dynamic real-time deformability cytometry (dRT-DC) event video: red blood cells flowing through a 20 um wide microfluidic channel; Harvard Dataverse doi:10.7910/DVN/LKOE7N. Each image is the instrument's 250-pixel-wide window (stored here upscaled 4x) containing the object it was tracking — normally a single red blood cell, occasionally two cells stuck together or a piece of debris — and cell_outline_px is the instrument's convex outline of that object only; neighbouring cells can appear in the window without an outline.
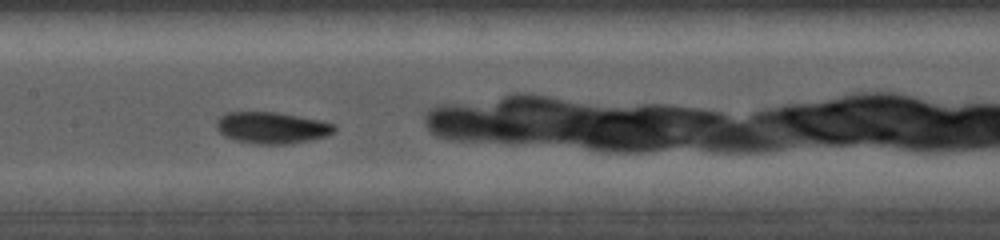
{"species": "common noctule bat (a hibernating species)", "species_latin": "Nyctalus noctula", "temperature_condition": "cold", "stored_images_in_passage": 34, "camera_frame_rate_fps": 5000, "um_per_image_px": 0.085, "animal": {"sex": "female", "body_mass_g": 19.0, "forearm_length_mm": 56.7}, "frame": {"image": 1, "passage_image": 10, "time_ms": 2.4, "image_size_px": [1000, 240], "cell_outline_px": [[336, 128], [328, 136], [292, 144], [256, 144], [236, 140], [224, 136], [216, 128], [216, 120], [220, 116], [228, 112], [276, 112], [320, 120], [336, 124]], "centroid_in_image_um": [23.11, 10.86], "position_along_channel_um": 184.3, "area_um2": 21.79}}
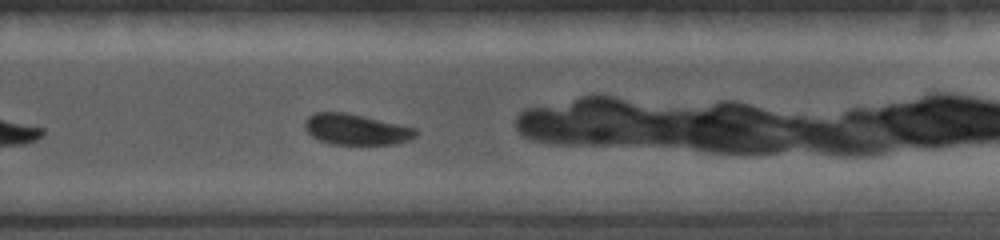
{"frame": {"image": 2, "passage_image": 20, "time_ms": 5.0, "image_size_px": [1000, 240], "cell_outline_px": [[420, 132], [416, 136], [408, 140], [396, 144], [332, 144], [320, 140], [312, 136], [304, 128], [304, 120], [308, 116], [316, 112], [348, 112], [400, 124], [416, 128]], "centroid_in_image_um": [30.28, 10.99], "position_along_channel_um": 299.5, "area_um2": 20.11}}